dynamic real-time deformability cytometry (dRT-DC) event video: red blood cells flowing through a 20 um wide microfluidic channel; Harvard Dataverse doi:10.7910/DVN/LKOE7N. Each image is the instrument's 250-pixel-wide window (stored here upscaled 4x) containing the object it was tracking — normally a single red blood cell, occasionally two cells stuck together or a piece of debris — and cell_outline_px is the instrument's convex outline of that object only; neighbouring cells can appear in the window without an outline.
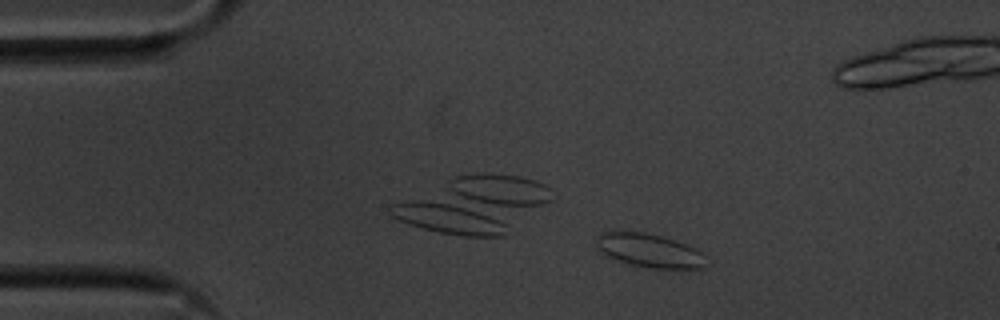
{"species": "common noctule bat (a hibernating species)", "species_latin": "Nyctalus noctula", "temperature_condition": "cold", "stored_images_in_passage": 48, "camera_frame_rate_fps": 3000, "um_per_image_px": 0.085, "animal": {"sex": "male", "body_mass_g": 20.1, "forearm_length_mm": 53.5}, "frame": {"image": 1, "passage_image": 1, "time_ms": 0.0, "image_size_px": [1000, 320], "cell_outline_px": [[704, 268], [652, 268], [628, 264], [608, 256], [600, 252], [596, 244], [596, 240], [600, 232], [640, 232], [660, 236], [696, 248], [700, 252]], "centroid_in_image_um": [55.12, 21.3], "position_along_channel_um": 29.9, "area_um2": 20.87}}
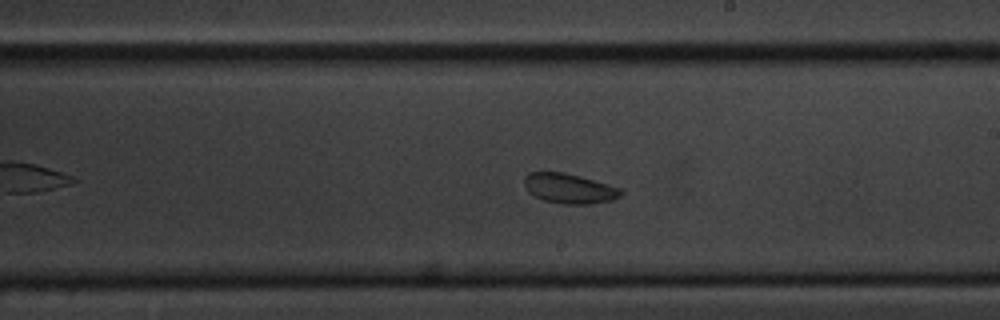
{"frame": {"image": 2, "passage_image": 23, "time_ms": 7.333, "image_size_px": [1000, 320], "cell_outline_px": [[624, 192], [620, 196], [612, 200], [592, 204], [560, 204], [544, 200], [528, 192], [524, 184], [524, 176], [528, 172], [564, 172], [580, 176], [620, 188]], "centroid_in_image_um": [48.38, 16.02], "position_along_channel_um": 240.6, "area_um2": 16.88}}
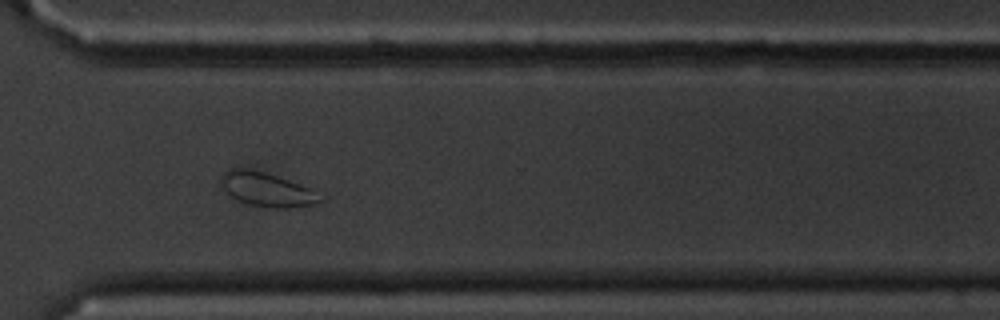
{"frame": {"image": 3, "passage_image": 32, "time_ms": 10.333, "image_size_px": [1000, 320], "cell_outline_px": [[328, 196], [324, 200], [316, 204], [284, 208], [252, 204], [240, 200], [232, 196], [220, 184], [220, 176], [228, 168], [244, 168], [264, 172], [312, 188]], "centroid_in_image_um": [22.77, 16.09], "position_along_channel_um": 347.8, "area_um2": 19.54}}